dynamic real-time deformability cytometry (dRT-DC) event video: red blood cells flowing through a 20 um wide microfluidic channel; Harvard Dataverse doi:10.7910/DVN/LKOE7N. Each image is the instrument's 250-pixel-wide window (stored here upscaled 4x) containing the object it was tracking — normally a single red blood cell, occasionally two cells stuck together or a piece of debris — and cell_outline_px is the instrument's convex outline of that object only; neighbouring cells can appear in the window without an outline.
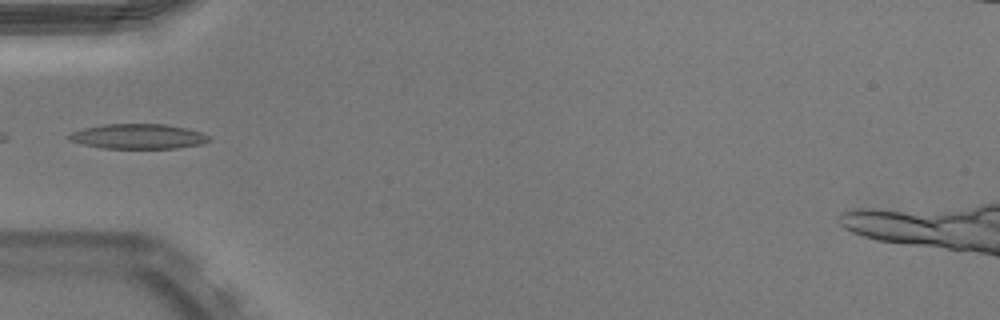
{"species": "Egyptian fruit bat (a non-hibernating species)", "species_latin": "Rousettus aegyptiacus", "temperature_condition": "warm", "stored_images_in_passage": 33, "camera_frame_rate_fps": 3000, "um_per_image_px": 0.085, "animal": {"sex": "male"}, "frame": {"image": 1, "passage_image": 1, "time_ms": 0.0, "image_size_px": [1000, 320], "cell_outline_px": [[212, 140], [200, 144], [176, 148], [100, 148], [80, 144], [72, 140], [68, 136], [72, 132], [84, 128], [104, 124], [164, 124], [184, 128], [200, 132], [212, 136]], "centroid_in_image_um": [11.76, 11.6], "position_along_channel_um": 73.2, "area_um2": 20.23}}